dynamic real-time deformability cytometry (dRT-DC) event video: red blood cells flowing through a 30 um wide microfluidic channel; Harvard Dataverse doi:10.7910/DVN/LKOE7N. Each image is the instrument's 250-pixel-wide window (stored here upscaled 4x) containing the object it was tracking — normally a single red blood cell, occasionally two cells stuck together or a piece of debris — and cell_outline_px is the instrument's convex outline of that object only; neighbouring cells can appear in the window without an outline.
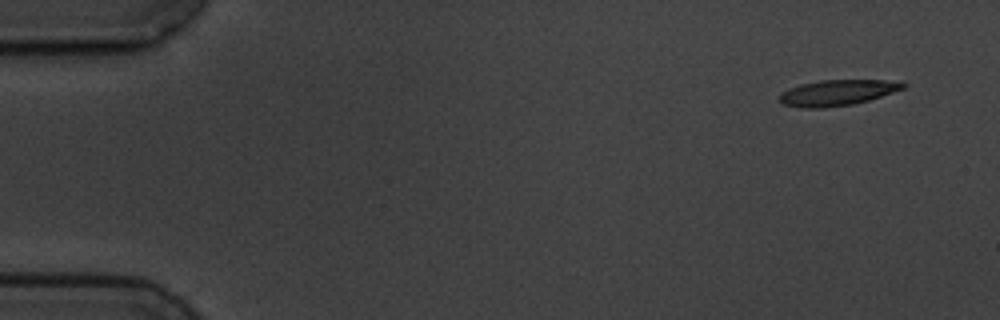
{"species": "common noctule bat (a hibernating species)", "species_latin": "Nyctalus noctula", "temperature_condition": "cold", "stored_images_in_passage": 7, "camera_frame_rate_fps": 3000, "um_per_image_px": 0.085, "animal": {"sex": "male", "body_mass_g": 19.5, "forearm_length_mm": 54.6}, "frame": {"image": 1, "passage_image": 1, "time_ms": 0.0, "image_size_px": [1000, 320], "cell_outline_px": [[908, 84], [904, 88], [868, 100], [852, 104], [824, 108], [804, 108], [784, 104], [780, 100], [780, 96], [788, 88], [800, 84], [820, 80], [884, 80]], "centroid_in_image_um": [71.15, 7.87], "position_along_channel_um": 13.9, "area_um2": 18.21}}
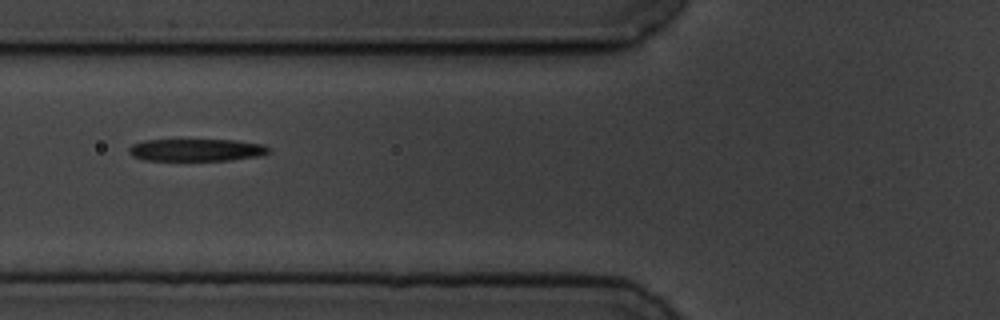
{"frame": {"image": 2, "passage_image": 6, "time_ms": 6.0, "image_size_px": [1000, 320], "cell_outline_px": [[272, 152], [260, 156], [232, 160], [144, 160], [132, 156], [128, 152], [128, 148], [132, 144], [144, 140], [236, 140], [264, 144]], "centroid_in_image_um": [16.71, 12.75], "position_along_channel_um": 109.1, "area_um2": 18.32}}
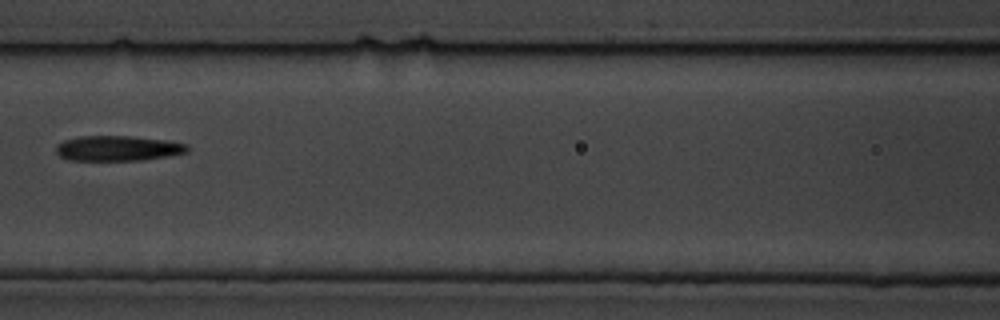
{"frame": {"image": 3, "passage_image": 7, "time_ms": 7.333, "image_size_px": [1000, 320], "cell_outline_px": [[188, 152], [168, 156], [140, 160], [68, 160], [60, 156], [56, 152], [56, 144], [64, 140], [80, 136], [128, 136], [164, 140], [188, 144]], "centroid_in_image_um": [9.99, 12.6], "position_along_channel_um": 156.6, "area_um2": 19.19}}